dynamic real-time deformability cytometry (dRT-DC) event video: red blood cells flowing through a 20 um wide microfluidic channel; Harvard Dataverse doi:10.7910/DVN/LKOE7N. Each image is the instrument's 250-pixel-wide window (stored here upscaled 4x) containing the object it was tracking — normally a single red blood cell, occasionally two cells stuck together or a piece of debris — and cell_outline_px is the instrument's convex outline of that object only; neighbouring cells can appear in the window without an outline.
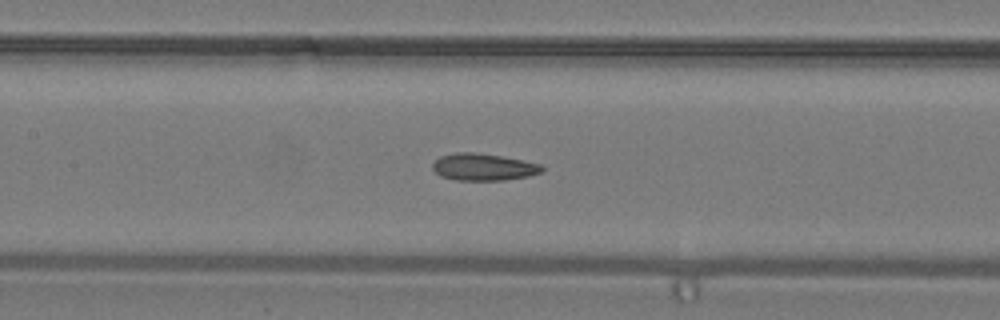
{"species": "common noctule bat (a hibernating species)", "species_latin": "Nyctalus noctula", "temperature_condition": "warm", "stored_images_in_passage": 32, "camera_frame_rate_fps": 3000, "um_per_image_px": 0.085, "animal": {"sex": "male", "body_mass_g": 19.2, "forearm_length_mm": 51.8}, "frame": {"image": 1, "passage_image": 19, "time_ms": 6.0, "image_size_px": [1000, 320], "cell_outline_px": [[544, 172], [528, 176], [504, 180], [456, 180], [440, 176], [432, 168], [432, 164], [440, 156], [456, 152], [476, 152], [504, 156], [524, 160], [540, 164], [544, 168]], "centroid_in_image_um": [41.11, 14.19], "position_along_channel_um": 166.3, "area_um2": 17.4}}